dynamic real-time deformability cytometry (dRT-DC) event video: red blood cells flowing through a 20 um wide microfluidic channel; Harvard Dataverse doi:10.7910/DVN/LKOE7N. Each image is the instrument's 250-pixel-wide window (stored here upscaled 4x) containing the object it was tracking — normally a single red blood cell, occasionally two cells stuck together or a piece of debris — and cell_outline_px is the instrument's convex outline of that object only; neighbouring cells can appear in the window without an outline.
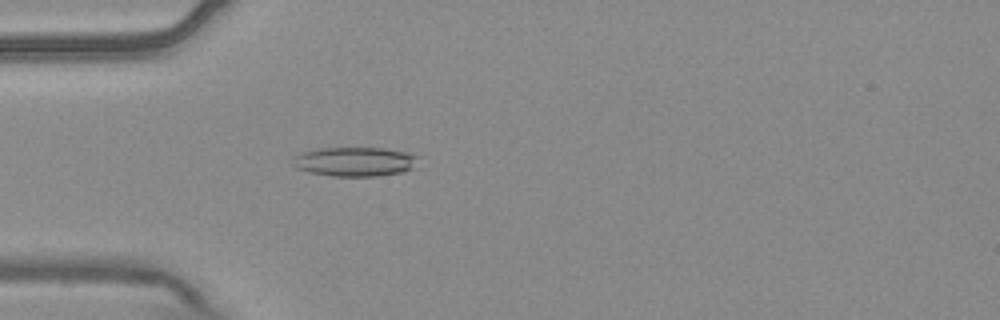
{"species": "common noctule bat (a hibernating species)", "species_latin": "Nyctalus noctula", "temperature_condition": "warm", "stored_images_in_passage": 4, "camera_frame_rate_fps": 3000, "um_per_image_px": 0.085, "animal": {"sex": "male", "body_mass_g": 20.4}, "frame": {"image": 1, "passage_image": 4, "time_ms": 1.0, "image_size_px": [1000, 320], "cell_outline_px": [[420, 156], [412, 168], [400, 172], [376, 176], [332, 176], [308, 172], [296, 168], [292, 164], [292, 156], [300, 152], [320, 148], [384, 148], [404, 152]], "centroid_in_image_um": [30.09, 13.73], "position_along_channel_um": 54.9, "area_um2": 21.44}}